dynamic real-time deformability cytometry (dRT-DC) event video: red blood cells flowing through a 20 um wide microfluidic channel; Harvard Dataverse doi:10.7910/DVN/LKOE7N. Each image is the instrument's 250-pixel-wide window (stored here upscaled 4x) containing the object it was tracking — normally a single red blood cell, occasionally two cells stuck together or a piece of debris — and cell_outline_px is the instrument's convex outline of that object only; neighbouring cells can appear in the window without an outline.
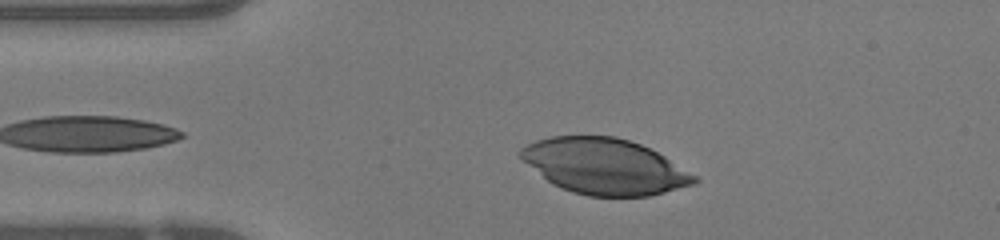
{"species": "human", "species_latin": "Homo sapiens", "temperature_condition": "warm", "stored_images_in_passage": 41, "camera_frame_rate_fps": 3000, "um_per_image_px": 0.085, "donor": {"sex": "female"}, "frame": {"image": 1, "passage_image": 7, "time_ms": 2.0, "image_size_px": [1000, 240], "cell_outline_px": [[700, 180], [696, 184], [648, 196], [588, 196], [572, 192], [560, 188], [552, 184], [524, 160], [516, 152], [520, 148], [536, 140], [552, 136], [616, 136], [640, 144], [664, 156], [696, 176]], "centroid_in_image_um": [51.39, 14.14], "position_along_channel_um": 33.6, "area_um2": 55.95}}
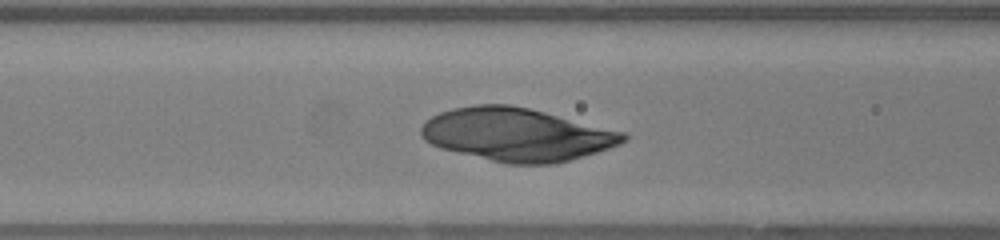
{"frame": {"image": 2, "passage_image": 16, "time_ms": 5.0, "image_size_px": [1000, 240], "cell_outline_px": [[628, 140], [620, 144], [596, 152], [556, 164], [508, 164], [440, 148], [424, 140], [420, 132], [420, 128], [432, 116], [440, 112], [452, 108], [476, 104], [508, 104], [528, 108], [624, 132], [628, 136]], "centroid_in_image_um": [43.91, 11.44], "position_along_channel_um": 122.7, "area_um2": 62.08}}
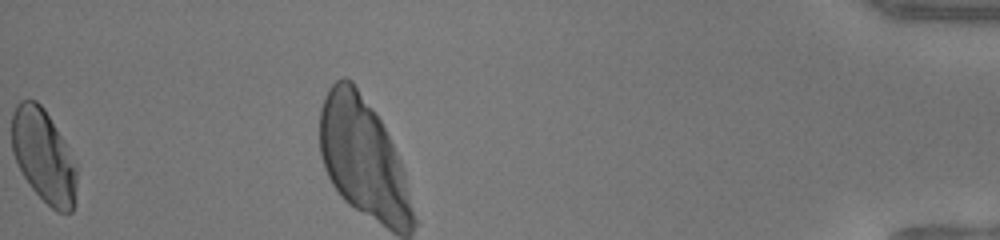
{"frame": {"image": 3, "passage_image": 41, "time_ms": 13.333, "image_size_px": [1000, 240], "cell_outline_px": [[76, 184], [72, 212], [56, 212], [32, 188], [24, 176], [12, 152], [12, 112], [16, 104], [20, 100], [36, 100], [44, 108], [64, 140], [76, 164]], "centroid_in_image_um": [3.7, 13.23], "position_along_channel_um": 431.5, "area_um2": 34.91}}